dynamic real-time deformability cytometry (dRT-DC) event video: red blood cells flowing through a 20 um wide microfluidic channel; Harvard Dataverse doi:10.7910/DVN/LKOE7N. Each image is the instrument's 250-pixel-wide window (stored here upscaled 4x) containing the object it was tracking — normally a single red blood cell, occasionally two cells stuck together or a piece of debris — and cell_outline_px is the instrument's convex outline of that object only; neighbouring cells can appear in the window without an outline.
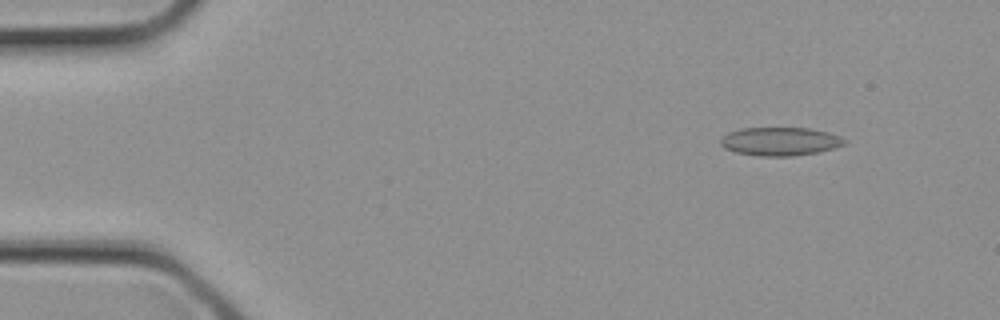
{"species": "common noctule bat (a hibernating species)", "species_latin": "Nyctalus noctula", "temperature_condition": "cold", "stored_images_in_passage": 2, "segment_of_instrument_passage": [2, 2], "camera_frame_rate_fps": 3000, "um_per_image_px": 0.085, "animal": {"sex": "female", "body_mass_g": 21.9}, "frame": {"image": 1, "passage_image": 2, "time_ms": 0.333, "image_size_px": [1000, 320], "cell_outline_px": [[848, 140], [844, 144], [820, 152], [792, 156], [756, 156], [736, 152], [724, 148], [720, 144], [720, 136], [728, 132], [740, 128], [808, 128], [828, 132], [840, 136]], "centroid_in_image_um": [66.27, 12.02], "position_along_channel_um": 18.7, "area_um2": 20.69}}